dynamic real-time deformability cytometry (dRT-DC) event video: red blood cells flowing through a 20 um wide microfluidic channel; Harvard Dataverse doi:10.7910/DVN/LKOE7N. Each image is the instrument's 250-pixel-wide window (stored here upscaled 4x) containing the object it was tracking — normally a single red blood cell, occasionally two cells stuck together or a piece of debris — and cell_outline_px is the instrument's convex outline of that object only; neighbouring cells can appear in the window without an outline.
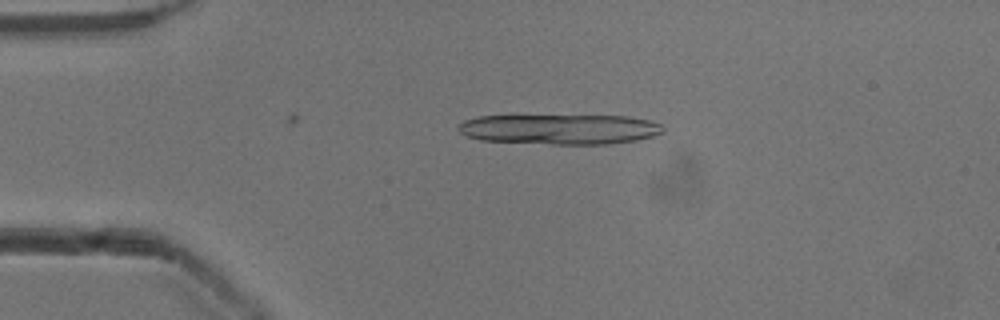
{"species": "common noctule bat (a hibernating species)", "species_latin": "Nyctalus noctula", "temperature_condition": "cold", "stored_images_in_passage": 14, "camera_frame_rate_fps": 3000, "um_per_image_px": 0.085, "animal": {"sex": "male", "body_mass_g": 13.3}, "frame": {"image": 1, "passage_image": 10, "time_ms": 3.0, "image_size_px": [1000, 320], "cell_outline_px": [[664, 132], [652, 136], [636, 140], [608, 144], [552, 144], [480, 140], [468, 136], [460, 132], [456, 128], [464, 120], [476, 116], [628, 116], [652, 120], [660, 124], [664, 128]], "centroid_in_image_um": [47.6, 10.98], "position_along_channel_um": 37.4, "area_um2": 35.95}}